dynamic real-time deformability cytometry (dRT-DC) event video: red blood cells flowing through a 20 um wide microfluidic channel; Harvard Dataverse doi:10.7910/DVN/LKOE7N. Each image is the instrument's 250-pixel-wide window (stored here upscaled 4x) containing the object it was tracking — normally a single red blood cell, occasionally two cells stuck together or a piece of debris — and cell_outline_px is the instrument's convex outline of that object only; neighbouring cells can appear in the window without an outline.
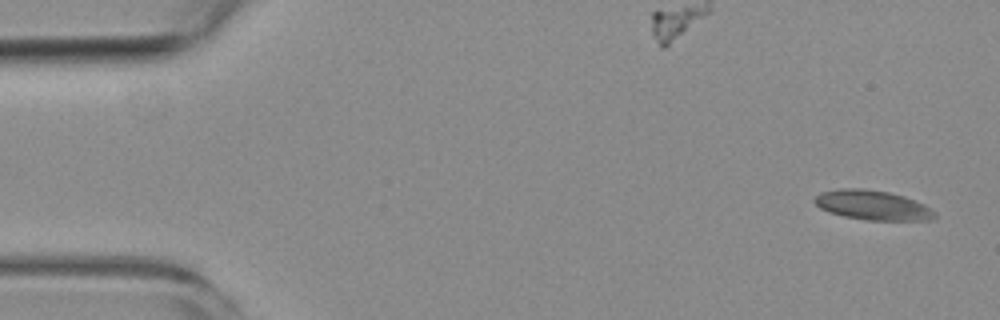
{"species": "common noctule bat (a hibernating species)", "species_latin": "Nyctalus noctula", "temperature_condition": "room temperature", "stored_images_in_passage": 5, "camera_frame_rate_fps": 3000, "um_per_image_px": 0.085, "animal": {"sex": "female", "body_mass_g": 19.3, "forearm_length_mm": 54.1}, "frame": {"image": 1, "passage_image": 1, "time_ms": 0.0, "image_size_px": [1000, 320], "cell_outline_px": [[936, 216], [932, 220], [864, 220], [844, 216], [828, 212], [820, 208], [812, 200], [820, 192], [840, 188], [864, 188], [888, 192], [904, 196], [924, 204], [936, 212]], "centroid_in_image_um": [74.16, 17.43], "position_along_channel_um": 10.8, "area_um2": 20.87}}